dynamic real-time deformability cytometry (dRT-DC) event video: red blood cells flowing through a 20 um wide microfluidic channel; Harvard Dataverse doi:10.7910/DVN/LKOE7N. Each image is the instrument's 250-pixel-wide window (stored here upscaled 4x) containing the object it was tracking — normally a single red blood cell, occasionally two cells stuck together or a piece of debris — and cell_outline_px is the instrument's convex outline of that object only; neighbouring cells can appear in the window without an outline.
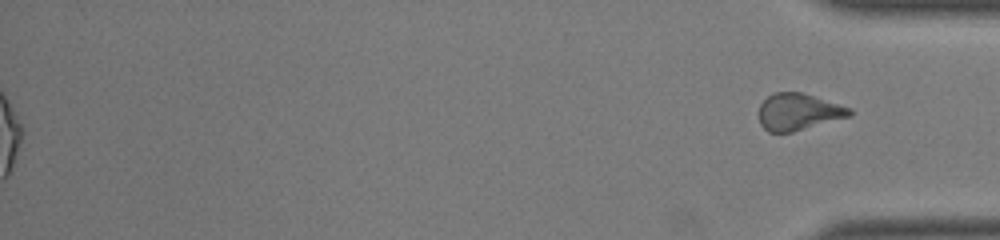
{"species": "common noctule bat (a hibernating species)", "species_latin": "Nyctalus noctula", "temperature_condition": "room temperature", "stored_images_in_passage": 50, "segment_of_instrument_passage": [2, 2], "camera_frame_rate_fps": 3000, "um_per_image_px": 0.085, "animal": {"sex": "male", "body_mass_g": 19.0, "forearm_length_mm": 50.8}, "frame": {"image": 1, "passage_image": 50, "time_ms": 16.333, "image_size_px": [1000, 240], "cell_outline_px": [[852, 116], [792, 132], [768, 132], [760, 124], [760, 104], [772, 92], [800, 92], [852, 108]], "centroid_in_image_um": [67.88, 9.51], "position_along_channel_um": 367.3, "area_um2": 19.36}}